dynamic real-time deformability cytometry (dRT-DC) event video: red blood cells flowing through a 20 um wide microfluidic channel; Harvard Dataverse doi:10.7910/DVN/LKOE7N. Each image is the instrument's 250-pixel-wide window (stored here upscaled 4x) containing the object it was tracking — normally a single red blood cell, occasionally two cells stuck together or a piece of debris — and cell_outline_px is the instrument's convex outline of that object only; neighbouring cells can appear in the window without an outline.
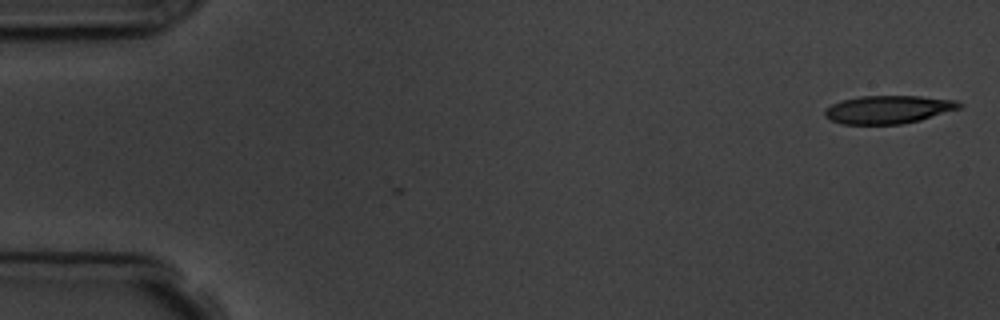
{"species": "common noctule bat (a hibernating species)", "species_latin": "Nyctalus noctula", "temperature_condition": "room temperature", "stored_images_in_passage": 2, "camera_frame_rate_fps": 3000, "um_per_image_px": 0.085, "animal": {"sex": "male", "body_mass_g": 19.5, "forearm_length_mm": 54.6}, "frame": {"image": 1, "passage_image": 2, "time_ms": 1.0, "image_size_px": [1000, 320], "cell_outline_px": [[964, 104], [960, 108], [920, 120], [900, 124], [840, 124], [824, 116], [824, 112], [832, 104], [840, 100], [860, 96], [920, 96], [956, 100]], "centroid_in_image_um": [75.51, 9.3], "position_along_channel_um": 9.5, "area_um2": 21.96}}